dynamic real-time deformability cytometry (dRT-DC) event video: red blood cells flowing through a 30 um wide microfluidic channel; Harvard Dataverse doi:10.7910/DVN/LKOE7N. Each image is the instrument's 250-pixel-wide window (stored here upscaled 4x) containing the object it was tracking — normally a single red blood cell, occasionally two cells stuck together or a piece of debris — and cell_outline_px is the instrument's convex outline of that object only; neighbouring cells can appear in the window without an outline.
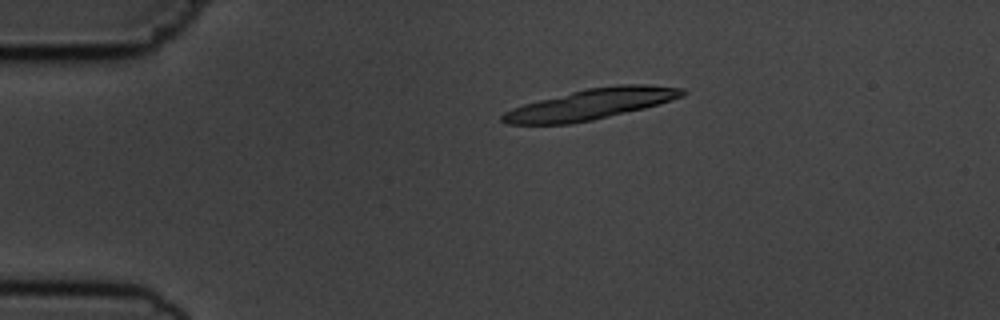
{"species": "common noctule bat (a hibernating species)", "species_latin": "Nyctalus noctula", "temperature_condition": "cold", "stored_images_in_passage": 5, "camera_frame_rate_fps": 3000, "um_per_image_px": 0.085, "animal": {"sex": "male", "body_mass_g": 19.5, "forearm_length_mm": 54.6}, "frame": {"image": 1, "passage_image": 3, "time_ms": 2.333, "image_size_px": [1000, 320], "cell_outline_px": [[688, 92], [684, 96], [672, 100], [644, 108], [592, 120], [572, 124], [508, 124], [500, 120], [500, 116], [504, 112], [512, 108], [524, 104], [588, 88], [616, 84], [648, 84], [684, 88]], "centroid_in_image_um": [50.27, 8.85], "position_along_channel_um": 34.7, "area_um2": 32.08}}